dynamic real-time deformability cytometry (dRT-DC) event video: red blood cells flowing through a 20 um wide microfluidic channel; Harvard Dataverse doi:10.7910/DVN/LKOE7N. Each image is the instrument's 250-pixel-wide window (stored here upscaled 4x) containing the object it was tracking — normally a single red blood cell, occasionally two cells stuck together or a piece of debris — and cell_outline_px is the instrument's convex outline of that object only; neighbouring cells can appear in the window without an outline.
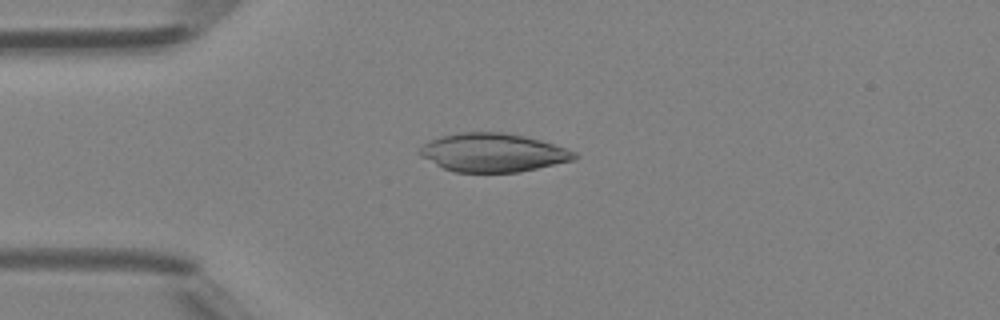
{"species": "Egyptian fruit bat (a non-hibernating species)", "species_latin": "Rousettus aegyptiacus", "temperature_condition": "room temperature", "stored_images_in_passage": 32, "camera_frame_rate_fps": 3000, "um_per_image_px": 0.085, "animal": {"sex": "female"}, "frame": {"image": 1, "passage_image": 2, "time_ms": 0.333, "image_size_px": [1000, 320], "cell_outline_px": [[580, 156], [576, 160], [520, 172], [456, 172], [444, 168], [420, 156], [416, 152], [424, 144], [440, 136], [460, 132], [508, 132], [540, 140], [576, 152]], "centroid_in_image_um": [41.93, 12.97], "position_along_channel_um": 43.1, "area_um2": 34.8}}
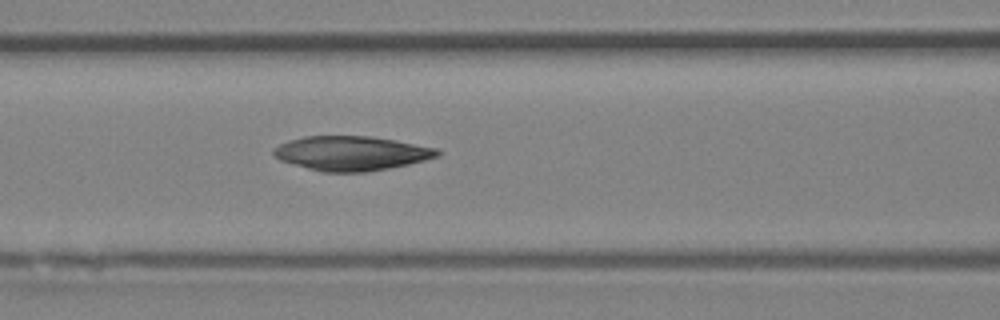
{"frame": {"image": 2, "passage_image": 10, "time_ms": 3.0, "image_size_px": [1000, 320], "cell_outline_px": [[444, 152], [440, 156], [408, 164], [388, 168], [364, 172], [320, 172], [280, 160], [272, 152], [272, 148], [288, 140], [304, 136], [372, 136], [396, 140], [436, 148]], "centroid_in_image_um": [29.87, 13.02], "position_along_channel_um": 136.7, "area_um2": 32.95}}
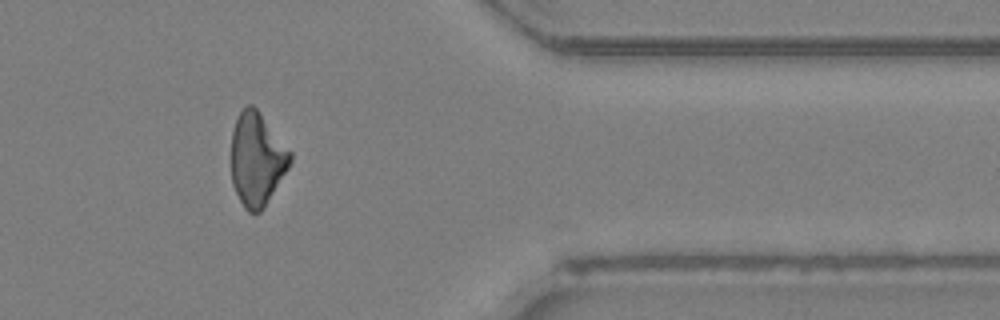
{"frame": {"image": 3, "passage_image": 29, "time_ms": 9.333, "image_size_px": [1000, 320], "cell_outline_px": [[292, 160], [288, 168], [264, 208], [260, 212], [248, 212], [244, 208], [232, 184], [232, 132], [236, 120], [240, 112], [248, 104], [252, 104], [256, 108], [292, 152]], "centroid_in_image_um": [21.84, 13.54], "position_along_channel_um": 389.6, "area_um2": 31.73}}